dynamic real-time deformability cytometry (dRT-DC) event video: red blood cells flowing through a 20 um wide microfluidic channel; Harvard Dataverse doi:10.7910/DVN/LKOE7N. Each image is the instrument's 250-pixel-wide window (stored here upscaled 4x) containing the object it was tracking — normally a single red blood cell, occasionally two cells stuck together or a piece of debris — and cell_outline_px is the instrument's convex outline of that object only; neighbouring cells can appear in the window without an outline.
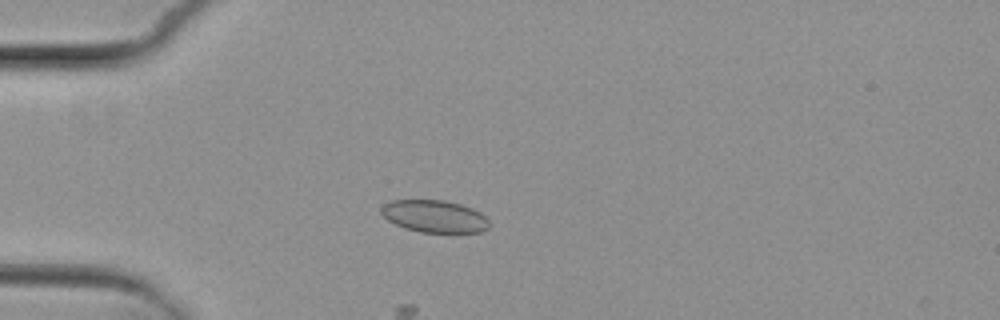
{"species": "common noctule bat (a hibernating species)", "species_latin": "Nyctalus noctula", "temperature_condition": "cold", "stored_images_in_passage": 4, "camera_frame_rate_fps": 3000, "um_per_image_px": 0.085, "animal": {"sex": "female", "body_mass_g": 29.2, "forearm_length_mm": 56.3}, "frame": {"image": 1, "passage_image": 3, "time_ms": 2.333, "image_size_px": [1000, 320], "cell_outline_px": [[488, 228], [480, 232], [420, 232], [404, 228], [388, 220], [380, 212], [380, 208], [384, 204], [392, 200], [444, 200], [460, 204], [472, 208], [480, 212], [488, 220]], "centroid_in_image_um": [36.91, 18.38], "position_along_channel_um": 48.1, "area_um2": 20.23}}